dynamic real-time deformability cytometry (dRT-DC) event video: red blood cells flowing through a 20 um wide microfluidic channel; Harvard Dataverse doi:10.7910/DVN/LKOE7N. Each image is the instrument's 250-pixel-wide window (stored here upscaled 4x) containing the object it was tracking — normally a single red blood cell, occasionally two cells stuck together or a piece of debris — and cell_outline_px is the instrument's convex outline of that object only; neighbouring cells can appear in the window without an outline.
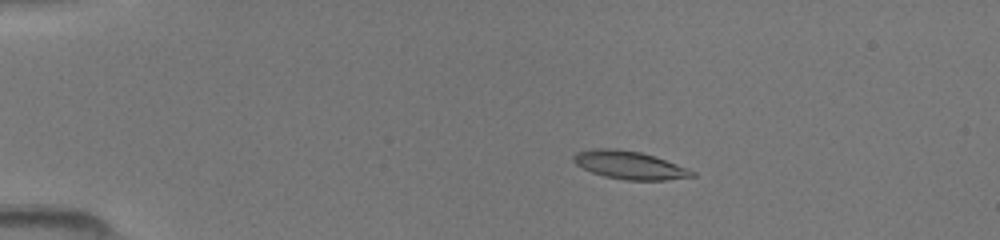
{"species": "common noctule bat (a hibernating species)", "species_latin": "Nyctalus noctula", "temperature_condition": "room temperature", "stored_images_in_passage": 49, "camera_frame_rate_fps": 3000, "um_per_image_px": 0.085, "animal": {"sex": "female", "body_mass_g": 19.5, "forearm_length_mm": 54.1}, "frame": {"image": 1, "passage_image": 10, "time_ms": 3.0, "image_size_px": [1000, 240], "cell_outline_px": [[696, 176], [664, 180], [624, 180], [604, 176], [592, 172], [576, 164], [572, 160], [572, 156], [576, 152], [596, 148], [616, 148], [640, 152], [688, 168], [696, 172]], "centroid_in_image_um": [53.49, 14.03], "position_along_channel_um": 31.5, "area_um2": 19.25}}
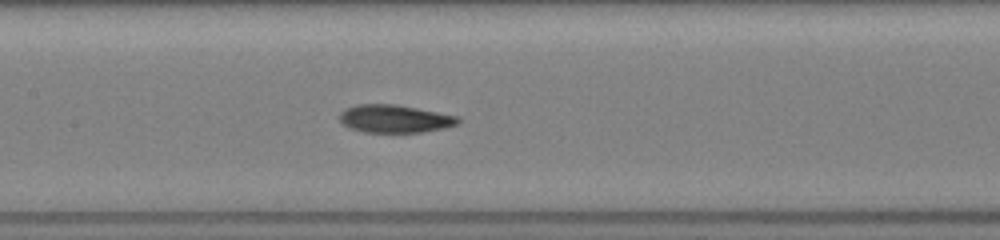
{"frame": {"image": 2, "passage_image": 25, "time_ms": 8.0, "image_size_px": [1000, 240], "cell_outline_px": [[460, 124], [444, 128], [420, 132], [364, 132], [348, 128], [340, 120], [340, 112], [344, 108], [356, 104], [396, 104], [460, 116]], "centroid_in_image_um": [33.56, 10.08], "position_along_channel_um": 173.8, "area_um2": 19.42}}
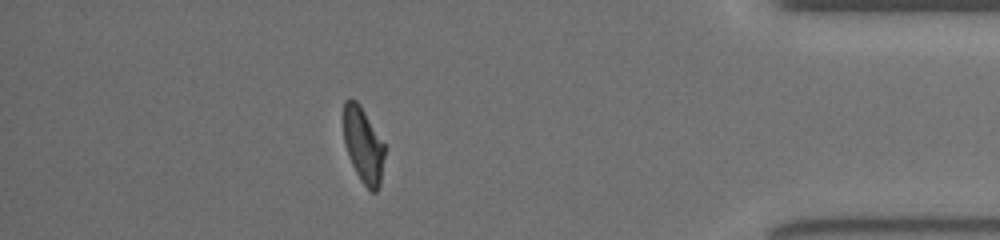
{"frame": {"image": 3, "passage_image": 44, "time_ms": 14.333, "image_size_px": [1000, 240], "cell_outline_px": [[384, 156], [380, 184], [376, 192], [368, 192], [360, 180], [352, 164], [344, 144], [344, 100], [348, 96], [356, 100], [360, 104], [384, 144]], "centroid_in_image_um": [30.86, 12.34], "position_along_channel_um": 404.3, "area_um2": 18.09}}